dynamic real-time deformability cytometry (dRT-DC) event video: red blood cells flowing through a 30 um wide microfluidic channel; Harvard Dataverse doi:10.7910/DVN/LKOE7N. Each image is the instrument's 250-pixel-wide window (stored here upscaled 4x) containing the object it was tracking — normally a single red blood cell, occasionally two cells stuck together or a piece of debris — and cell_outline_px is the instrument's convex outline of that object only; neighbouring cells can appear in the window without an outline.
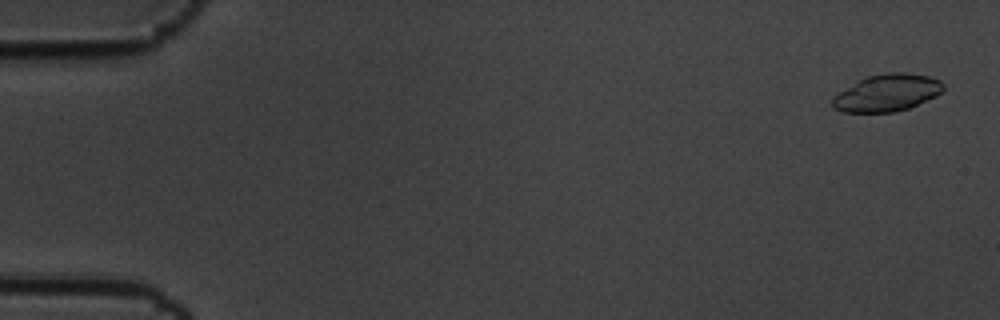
{"species": "common noctule bat (a hibernating species)", "species_latin": "Nyctalus noctula", "temperature_condition": "cold", "stored_images_in_passage": 8, "camera_frame_rate_fps": 3000, "um_per_image_px": 0.085, "animal": {"sex": "male", "body_mass_g": 19.5, "forearm_length_mm": 54.6}, "frame": {"image": 1, "passage_image": 1, "time_ms": 0.0, "image_size_px": [1000, 320], "cell_outline_px": [[944, 88], [936, 96], [908, 108], [896, 112], [844, 112], [832, 108], [832, 96], [860, 80], [868, 76], [888, 72], [904, 72], [928, 76], [940, 80], [944, 84]], "centroid_in_image_um": [75.4, 7.89], "position_along_channel_um": 9.6, "area_um2": 23.81}}
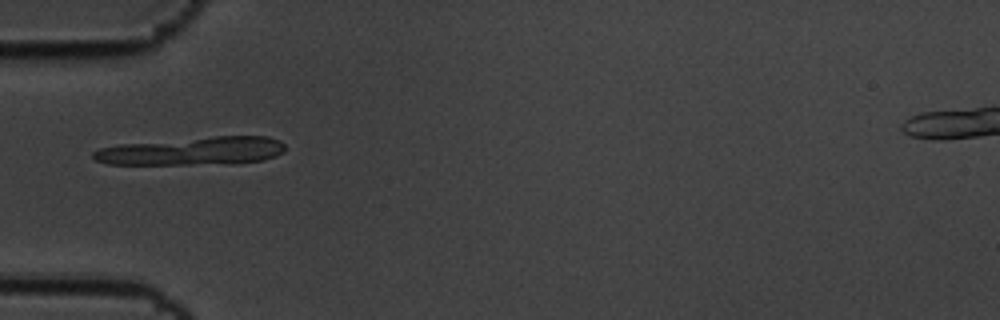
{"frame": {"image": 2, "passage_image": 6, "time_ms": 1.667, "image_size_px": [1000, 320], "cell_outline_px": [[284, 152], [276, 156], [264, 160], [236, 164], [108, 164], [96, 160], [92, 156], [92, 152], [100, 148], [120, 144], [212, 136], [268, 136], [280, 140], [284, 144]], "centroid_in_image_um": [16.42, 12.84], "position_along_channel_um": 68.6, "area_um2": 31.73}}